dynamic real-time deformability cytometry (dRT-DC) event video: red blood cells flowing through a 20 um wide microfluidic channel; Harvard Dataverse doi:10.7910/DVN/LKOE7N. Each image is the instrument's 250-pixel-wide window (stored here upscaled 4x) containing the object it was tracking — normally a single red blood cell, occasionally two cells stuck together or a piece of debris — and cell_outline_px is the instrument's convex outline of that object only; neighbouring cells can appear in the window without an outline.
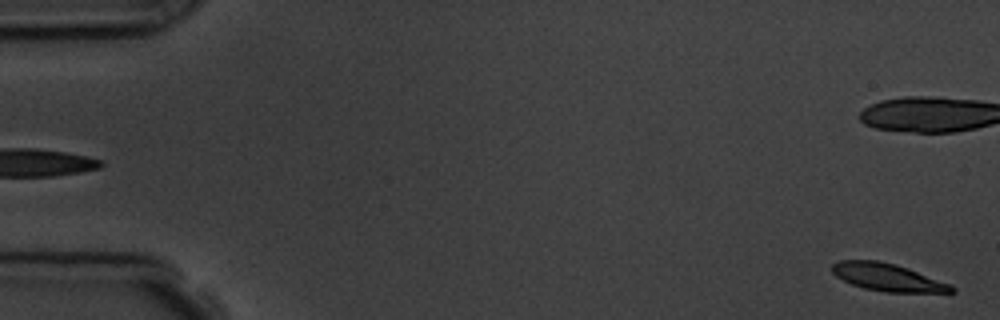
{"species": "common noctule bat (a hibernating species)", "species_latin": "Nyctalus noctula", "temperature_condition": "room temperature", "stored_images_in_passage": 5, "segment_of_instrument_passage": [2, 2], "camera_frame_rate_fps": 3000, "um_per_image_px": 0.085, "animal": {"sex": "male", "body_mass_g": 19.5, "forearm_length_mm": 54.6}, "frame": {"image": 1, "passage_image": 5, "time_ms": 4.667, "image_size_px": [1000, 320], "cell_outline_px": [[956, 292], [884, 292], [864, 288], [852, 284], [836, 276], [832, 272], [832, 264], [840, 260], [876, 260], [896, 264], [908, 268], [952, 284], [956, 288]], "centroid_in_image_um": [75.48, 23.57], "position_along_channel_um": 9.5, "area_um2": 19.19}}